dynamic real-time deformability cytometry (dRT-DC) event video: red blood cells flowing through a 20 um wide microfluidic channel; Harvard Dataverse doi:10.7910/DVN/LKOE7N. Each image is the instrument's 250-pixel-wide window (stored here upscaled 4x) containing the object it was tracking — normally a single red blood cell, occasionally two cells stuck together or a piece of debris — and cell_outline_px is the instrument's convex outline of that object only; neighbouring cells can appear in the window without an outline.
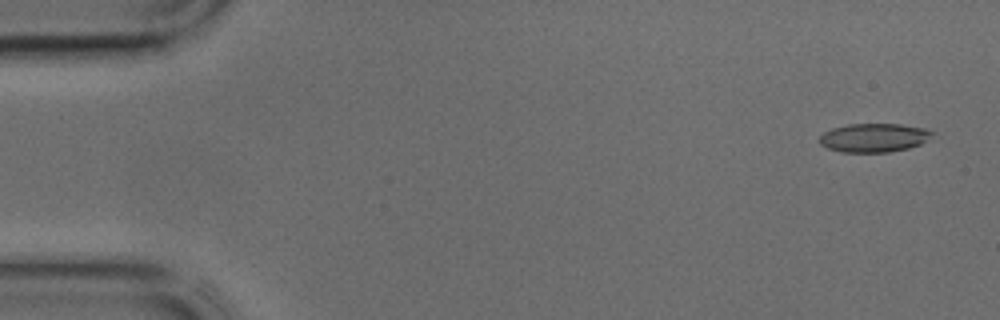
{"species": "common noctule bat (a hibernating species)", "species_latin": "Nyctalus noctula", "temperature_condition": "cold", "stored_images_in_passage": 43, "camera_frame_rate_fps": 3000, "um_per_image_px": 0.085, "animal": {"sex": "male", "body_mass_g": 17.9, "forearm_length_mm": 54.2}, "frame": {"image": 1, "passage_image": 2, "time_ms": 0.333, "image_size_px": [1000, 320], "cell_outline_px": [[936, 132], [920, 144], [908, 148], [888, 152], [840, 152], [828, 148], [820, 144], [820, 136], [824, 132], [832, 128], [848, 124], [900, 124], [924, 128]], "centroid_in_image_um": [74.27, 11.7], "position_along_channel_um": 10.7, "area_um2": 18.79}}
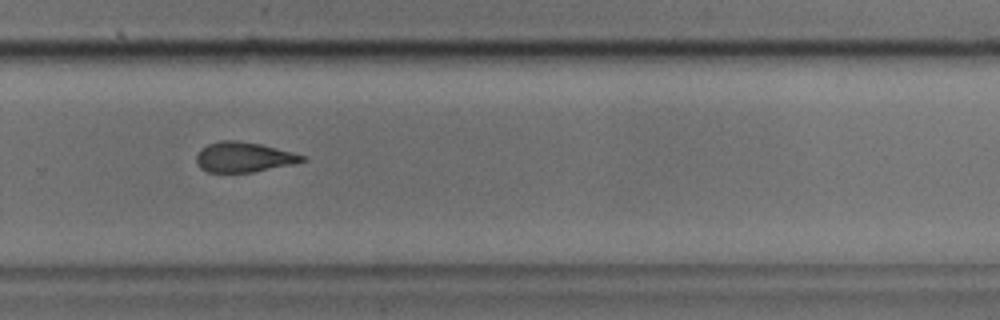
{"frame": {"image": 2, "passage_image": 29, "time_ms": 9.333, "image_size_px": [1000, 320], "cell_outline_px": [[308, 160], [292, 164], [252, 172], [208, 172], [200, 168], [196, 164], [196, 156], [200, 148], [208, 144], [220, 140], [236, 140], [260, 144], [292, 152], [304, 156]], "centroid_in_image_um": [20.67, 13.35], "position_along_channel_um": 309.1, "area_um2": 18.5}}
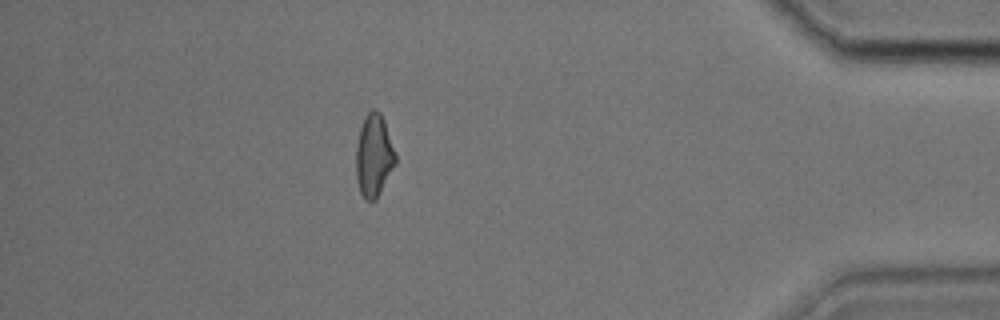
{"frame": {"image": 3, "passage_image": 38, "time_ms": 12.333, "image_size_px": [1000, 320], "cell_outline_px": [[396, 164], [376, 200], [364, 200], [360, 192], [356, 180], [356, 144], [360, 128], [364, 116], [372, 108], [376, 108], [380, 112], [384, 120], [396, 156]], "centroid_in_image_um": [31.76, 13.22], "position_along_channel_um": 403.4, "area_um2": 19.13}}